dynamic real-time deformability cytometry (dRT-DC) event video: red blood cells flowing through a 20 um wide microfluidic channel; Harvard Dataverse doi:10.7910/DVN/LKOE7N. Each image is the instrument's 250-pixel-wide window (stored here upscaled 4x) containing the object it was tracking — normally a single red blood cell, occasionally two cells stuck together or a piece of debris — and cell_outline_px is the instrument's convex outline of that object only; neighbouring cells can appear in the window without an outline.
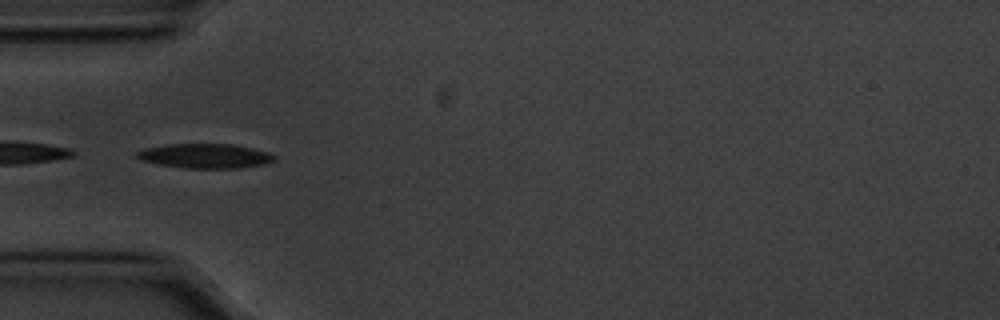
{"species": "common noctule bat (a hibernating species)", "species_latin": "Nyctalus noctula", "temperature_condition": "cold", "stored_images_in_passage": 11, "camera_frame_rate_fps": 3000, "um_per_image_px": 0.085, "animal": {"sex": "male", "body_mass_g": 20.1, "forearm_length_mm": 53.5}, "frame": {"image": 1, "passage_image": 8, "time_ms": 2.333, "image_size_px": [1000, 320], "cell_outline_px": [[276, 160], [260, 164], [240, 168], [184, 168], [160, 164], [140, 160], [132, 156], [136, 152], [144, 148], [168, 144], [232, 144], [252, 148], [268, 152], [276, 156]], "centroid_in_image_um": [17.38, 13.25], "position_along_channel_um": 67.6, "area_um2": 19.65}}